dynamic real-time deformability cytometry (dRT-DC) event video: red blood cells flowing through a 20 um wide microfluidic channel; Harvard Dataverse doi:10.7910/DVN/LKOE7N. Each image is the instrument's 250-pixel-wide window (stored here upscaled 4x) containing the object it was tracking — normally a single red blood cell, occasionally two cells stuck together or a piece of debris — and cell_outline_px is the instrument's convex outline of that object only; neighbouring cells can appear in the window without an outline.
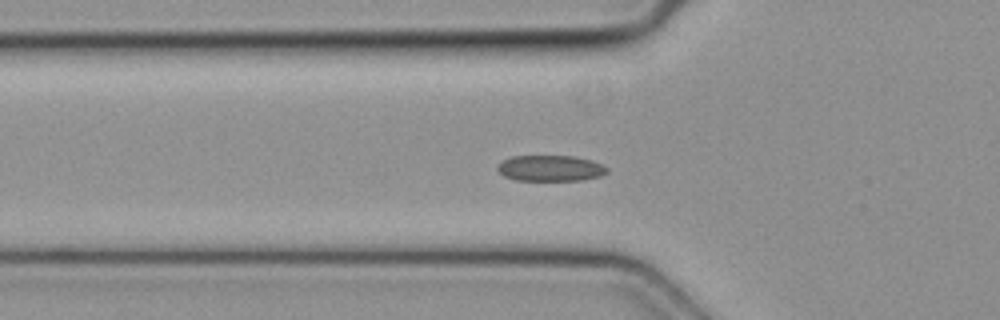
{"species": "common noctule bat (a hibernating species)", "species_latin": "Nyctalus noctula", "temperature_condition": "cold", "stored_images_in_passage": 32, "camera_frame_rate_fps": 3000, "um_per_image_px": 0.085, "animal": {"sex": "female", "body_mass_g": 19.3, "forearm_length_mm": 54.1}, "frame": {"image": 1, "passage_image": 5, "time_ms": 1.333, "image_size_px": [1000, 320], "cell_outline_px": [[608, 172], [600, 176], [580, 180], [516, 180], [504, 176], [496, 168], [504, 160], [512, 156], [576, 156], [592, 160], [608, 168]], "centroid_in_image_um": [46.81, 14.29], "position_along_channel_um": 79.0, "area_um2": 16.42}}
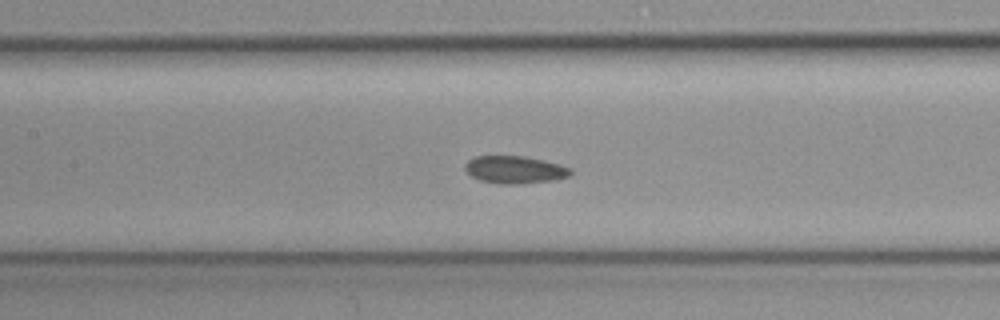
{"frame": {"image": 2, "passage_image": 11, "time_ms": 3.333, "image_size_px": [1000, 320], "cell_outline_px": [[572, 172], [568, 176], [552, 180], [516, 184], [504, 184], [480, 180], [472, 176], [464, 168], [464, 164], [468, 160], [476, 156], [524, 156], [560, 164], [572, 168]], "centroid_in_image_um": [43.75, 14.41], "position_along_channel_um": 163.6, "area_um2": 16.76}}
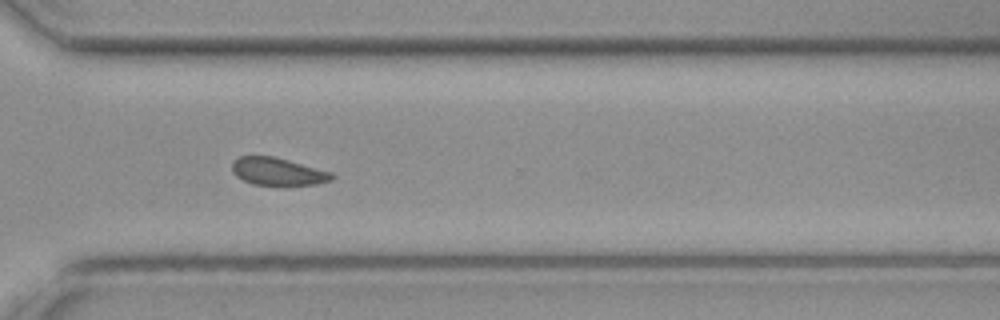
{"frame": {"image": 3, "passage_image": 24, "time_ms": 7.667, "image_size_px": [1000, 320], "cell_outline_px": [[336, 176], [332, 180], [316, 184], [284, 188], [280, 188], [252, 184], [236, 176], [232, 172], [232, 160], [240, 156], [272, 156], [288, 160], [332, 172]], "centroid_in_image_um": [23.63, 14.63], "position_along_channel_um": 347.0, "area_um2": 16.82}}